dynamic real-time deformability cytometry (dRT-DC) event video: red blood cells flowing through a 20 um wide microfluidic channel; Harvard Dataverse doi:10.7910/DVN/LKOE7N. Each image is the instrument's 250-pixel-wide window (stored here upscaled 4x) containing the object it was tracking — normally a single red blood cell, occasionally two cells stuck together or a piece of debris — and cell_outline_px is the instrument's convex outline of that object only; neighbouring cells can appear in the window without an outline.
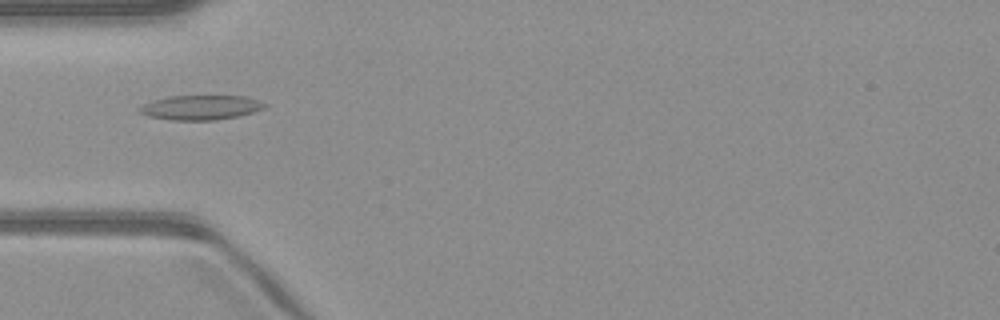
{"species": "common noctule bat (a hibernating species)", "species_latin": "Nyctalus noctula", "temperature_condition": "warm", "stored_images_in_passage": 50, "camera_frame_rate_fps": 3000, "um_per_image_px": 0.085, "animal": {"sex": "male", "body_mass_g": 23.1, "forearm_length_mm": 52.7}, "frame": {"image": 1, "passage_image": 16, "time_ms": 5.0, "image_size_px": [1000, 320], "cell_outline_px": [[268, 104], [264, 108], [240, 116], [216, 120], [168, 120], [148, 116], [140, 112], [136, 108], [144, 104], [168, 96], [248, 96]], "centroid_in_image_um": [17.08, 9.14], "position_along_channel_um": 67.9, "area_um2": 17.98}}
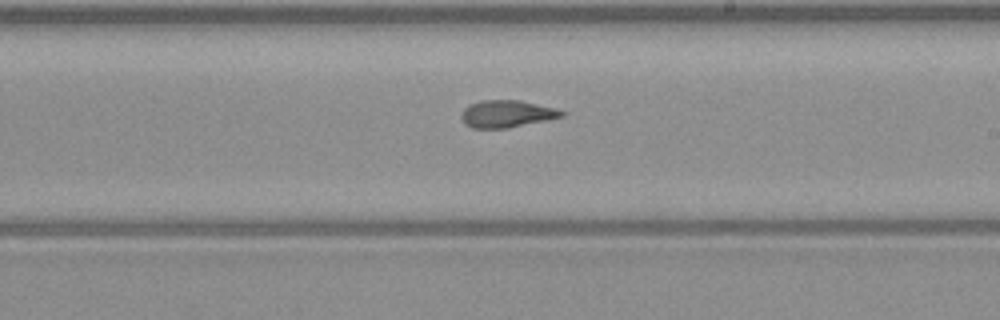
{"frame": {"image": 2, "passage_image": 29, "time_ms": 9.333, "image_size_px": [1000, 320], "cell_outline_px": [[564, 116], [548, 120], [508, 128], [472, 128], [464, 124], [460, 116], [464, 108], [480, 100], [520, 100], [556, 108], [564, 112]], "centroid_in_image_um": [43.07, 9.68], "position_along_channel_um": 245.9, "area_um2": 15.95}}
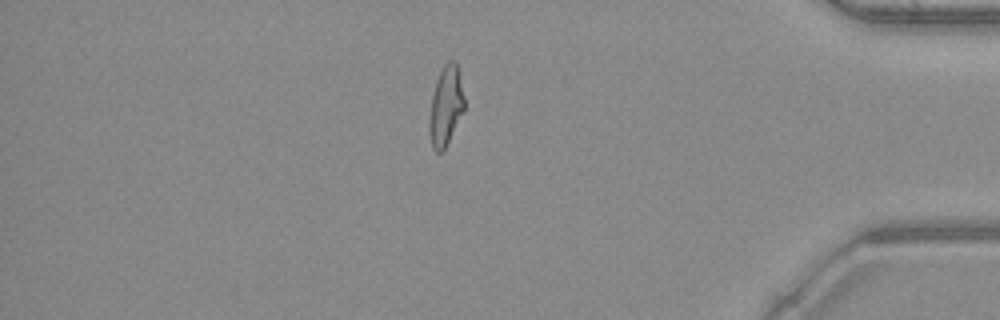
{"frame": {"image": 3, "passage_image": 43, "time_ms": 14.0, "image_size_px": [1000, 320], "cell_outline_px": [[464, 112], [444, 148], [440, 152], [436, 152], [432, 148], [428, 132], [428, 120], [432, 96], [436, 80], [444, 64], [448, 60], [456, 60], [460, 72], [464, 96]], "centroid_in_image_um": [37.89, 8.97], "position_along_channel_um": 397.3, "area_um2": 16.47}, "authors_computed_cell_mechanics": {"area_um2": 16.8776, "velocity_mm_per_s": 4.0778, "shape_relaxation_time_tau1_ms": null, "shape_relaxation_time_tau2_ms": 2.7369, "deformation_change_tau1": null, "deformation_change_tau2": 0.0911}}